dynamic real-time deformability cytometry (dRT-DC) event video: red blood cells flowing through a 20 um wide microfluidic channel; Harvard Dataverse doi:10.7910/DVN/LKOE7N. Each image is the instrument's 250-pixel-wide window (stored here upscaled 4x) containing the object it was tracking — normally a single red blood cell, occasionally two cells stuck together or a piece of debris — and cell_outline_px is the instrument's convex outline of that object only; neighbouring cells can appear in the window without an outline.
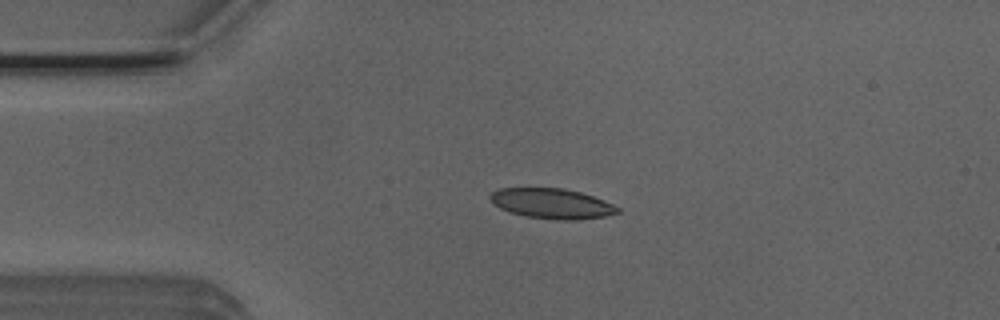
{"species": "Egyptian fruit bat (a non-hibernating species)", "species_latin": "Rousettus aegyptiacus", "temperature_condition": "room temperature", "stored_images_in_passage": 41, "camera_frame_rate_fps": 3000, "um_per_image_px": 0.085, "animal": {"sex": "male"}, "frame": {"image": 1, "passage_image": 1, "time_ms": 0.0, "image_size_px": [1000, 320], "cell_outline_px": [[620, 212], [604, 216], [576, 220], [556, 220], [524, 216], [500, 208], [492, 204], [488, 196], [492, 192], [500, 188], [564, 188], [580, 192], [604, 200], [620, 208]], "centroid_in_image_um": [46.89, 17.3], "position_along_channel_um": 38.1, "area_um2": 22.43}}
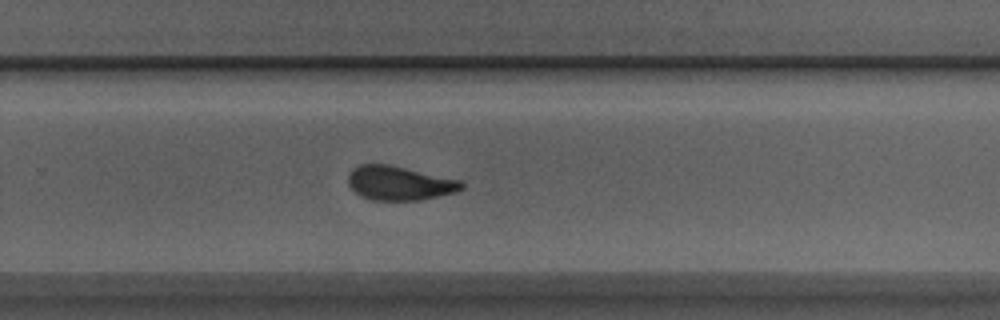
{"frame": {"image": 2, "passage_image": 23, "time_ms": 7.333, "image_size_px": [1000, 320], "cell_outline_px": [[464, 188], [456, 192], [420, 200], [372, 200], [360, 196], [348, 184], [348, 176], [352, 168], [360, 164], [388, 164], [460, 180], [464, 184]], "centroid_in_image_um": [33.93, 15.57], "position_along_channel_um": 295.9, "area_um2": 22.48}}
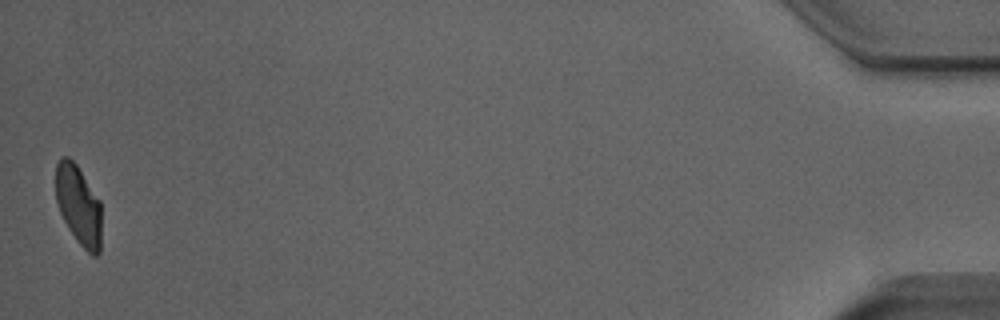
{"frame": {"image": 3, "passage_image": 41, "time_ms": 13.333, "image_size_px": [1000, 320], "cell_outline_px": [[100, 252], [96, 256], [92, 256], [76, 240], [68, 228], [60, 212], [56, 200], [56, 164], [60, 156], [68, 156], [76, 164], [100, 200]], "centroid_in_image_um": [6.66, 17.42], "position_along_channel_um": 428.5, "area_um2": 21.15}, "authors_computed_cell_mechanics": {"area_um2": 23.0044, "velocity_mm_per_s": 3.8945, "shape_relaxation_time_tau1_ms": 3.4583, "shape_relaxation_time_tau2_ms": 1.7552, "deformation_change_tau1": 0.1302, "deformation_change_tau2": 0.0724}}